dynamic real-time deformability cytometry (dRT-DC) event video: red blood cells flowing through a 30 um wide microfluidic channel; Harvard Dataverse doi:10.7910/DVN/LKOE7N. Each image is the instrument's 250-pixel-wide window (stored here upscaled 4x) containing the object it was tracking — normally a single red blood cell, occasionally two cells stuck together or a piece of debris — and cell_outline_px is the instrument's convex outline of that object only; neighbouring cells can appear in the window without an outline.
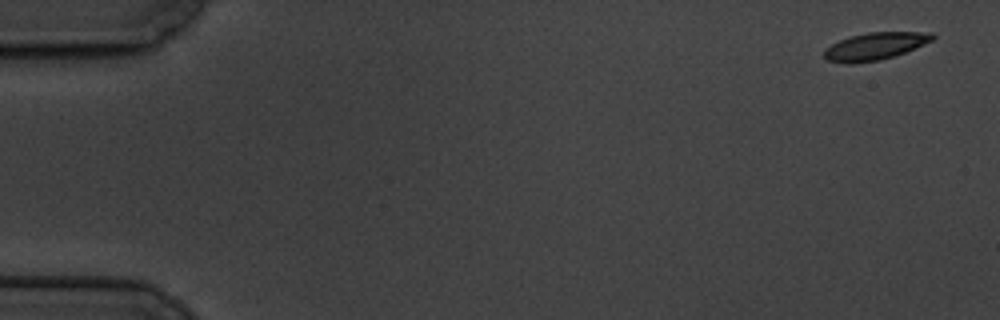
{"species": "common noctule bat (a hibernating species)", "species_latin": "Nyctalus noctula", "temperature_condition": "cold", "stored_images_in_passage": 9, "camera_frame_rate_fps": 3000, "um_per_image_px": 0.085, "animal": {"sex": "male", "body_mass_g": 19.5, "forearm_length_mm": 54.6}, "frame": {"image": 1, "passage_image": 1, "time_ms": 0.0, "image_size_px": [1000, 320], "cell_outline_px": [[936, 36], [932, 40], [904, 52], [880, 60], [848, 64], [828, 60], [824, 56], [824, 48], [848, 36], [868, 32], [932, 32]], "centroid_in_image_um": [74.34, 3.92], "position_along_channel_um": 10.7, "area_um2": 17.11}}
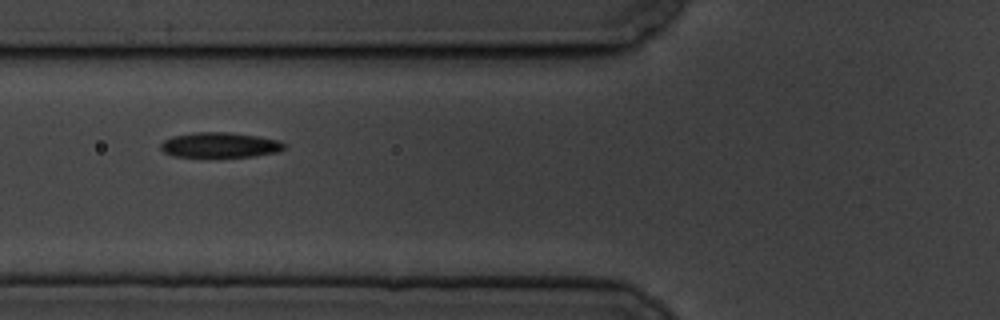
{"frame": {"image": 2, "passage_image": 7, "time_ms": 7.0, "image_size_px": [1000, 320], "cell_outline_px": [[288, 144], [280, 152], [256, 156], [172, 156], [164, 152], [160, 148], [160, 144], [164, 140], [172, 136], [192, 132], [228, 132], [256, 136], [280, 140]], "centroid_in_image_um": [18.72, 12.31], "position_along_channel_um": 107.1, "area_um2": 18.15}}
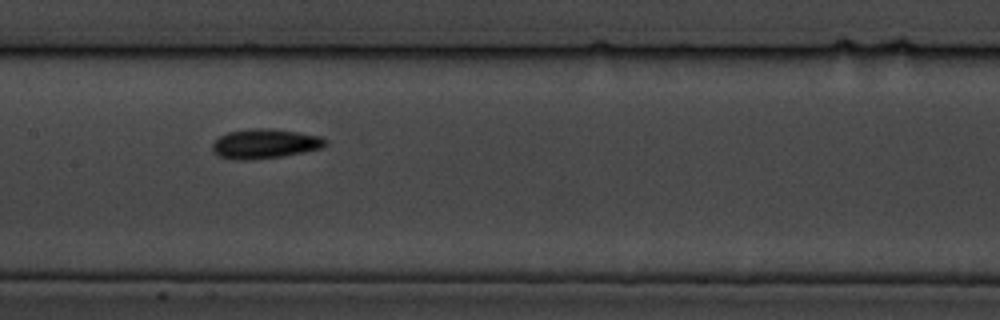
{"frame": {"image": 3, "passage_image": 9, "time_ms": 9.333, "image_size_px": [1000, 320], "cell_outline_px": [[328, 140], [320, 148], [304, 152], [280, 156], [248, 160], [232, 160], [220, 156], [212, 152], [212, 144], [220, 136], [228, 132], [252, 128], [272, 128], [300, 132], [320, 136]], "centroid_in_image_um": [22.49, 12.21], "position_along_channel_um": 184.9, "area_um2": 19.48}}